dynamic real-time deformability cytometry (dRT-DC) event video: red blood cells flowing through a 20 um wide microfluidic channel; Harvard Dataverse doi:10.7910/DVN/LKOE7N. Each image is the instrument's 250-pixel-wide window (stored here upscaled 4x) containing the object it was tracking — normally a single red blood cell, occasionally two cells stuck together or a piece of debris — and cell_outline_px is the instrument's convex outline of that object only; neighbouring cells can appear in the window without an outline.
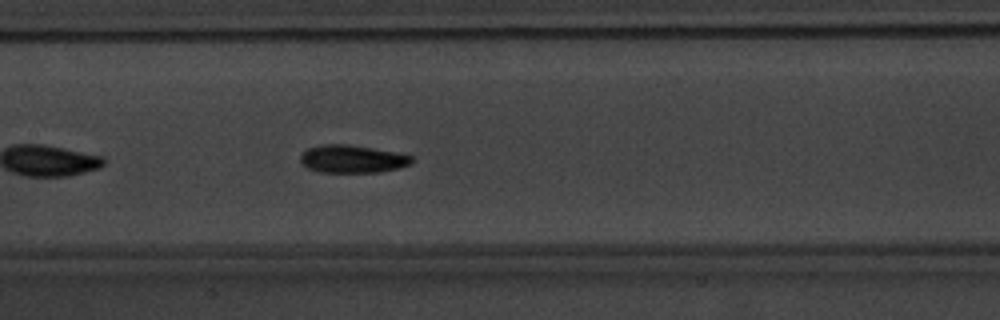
{"species": "common noctule bat (a hibernating species)", "species_latin": "Nyctalus noctula", "temperature_condition": "warm", "stored_images_in_passage": 15, "camera_frame_rate_fps": 3000, "um_per_image_px": 0.085, "animal": {"sex": "male", "body_mass_g": 20.1, "forearm_length_mm": 53.5}, "frame": {"image": 1, "passage_image": 11, "time_ms": 3.333, "image_size_px": [1000, 320], "cell_outline_px": [[412, 164], [400, 168], [380, 172], [320, 172], [308, 168], [300, 160], [300, 156], [308, 148], [320, 144], [348, 144], [400, 152], [412, 156]], "centroid_in_image_um": [29.99, 13.5], "position_along_channel_um": 177.4, "area_um2": 18.21}}